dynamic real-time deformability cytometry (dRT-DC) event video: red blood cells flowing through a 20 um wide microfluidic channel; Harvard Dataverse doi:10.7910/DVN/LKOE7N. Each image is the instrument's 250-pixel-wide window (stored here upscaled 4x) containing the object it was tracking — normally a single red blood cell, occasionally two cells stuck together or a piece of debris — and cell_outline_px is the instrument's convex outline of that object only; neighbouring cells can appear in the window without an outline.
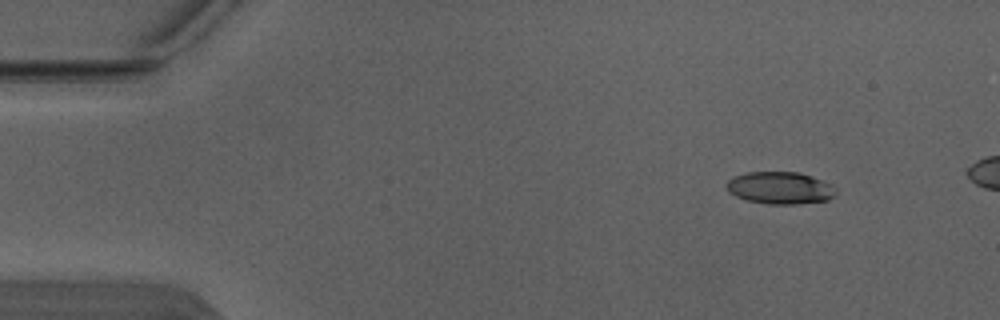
{"species": "Egyptian fruit bat (a non-hibernating species)", "species_latin": "Rousettus aegyptiacus", "temperature_condition": "warm", "stored_images_in_passage": 4, "camera_frame_rate_fps": 3000, "um_per_image_px": 0.085, "animal": {"sex": "male"}, "frame": {"image": 1, "passage_image": 2, "time_ms": 0.333, "image_size_px": [1000, 320], "cell_outline_px": [[836, 196], [828, 200], [792, 204], [768, 204], [744, 200], [728, 192], [724, 184], [732, 176], [748, 172], [800, 172], [824, 180], [832, 184], [836, 188]], "centroid_in_image_um": [66.3, 15.97], "position_along_channel_um": 18.7, "area_um2": 20.92}}